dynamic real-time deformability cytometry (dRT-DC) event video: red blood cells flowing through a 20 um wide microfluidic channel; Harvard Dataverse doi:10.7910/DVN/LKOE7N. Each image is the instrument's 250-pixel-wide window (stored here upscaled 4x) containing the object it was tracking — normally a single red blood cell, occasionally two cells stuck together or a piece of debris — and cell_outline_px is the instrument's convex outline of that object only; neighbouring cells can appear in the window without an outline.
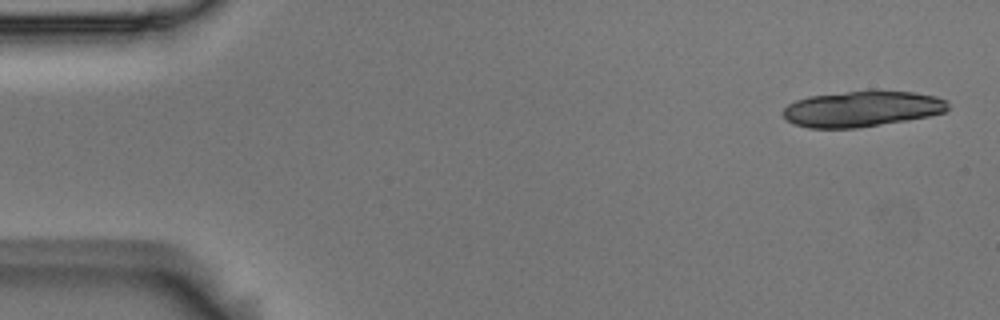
{"species": "Egyptian fruit bat (a non-hibernating species)", "species_latin": "Rousettus aegyptiacus", "temperature_condition": "room temperature", "stored_images_in_passage": 5, "camera_frame_rate_fps": 3000, "um_per_image_px": 0.085, "animal": {"sex": "male"}, "frame": {"image": 1, "passage_image": 1, "time_ms": 0.0, "image_size_px": [1000, 320], "cell_outline_px": [[948, 108], [944, 112], [928, 116], [856, 128], [808, 128], [792, 124], [784, 116], [784, 108], [788, 104], [796, 100], [808, 96], [848, 92], [912, 92], [936, 96], [948, 100]], "centroid_in_image_um": [73.24, 9.27], "position_along_channel_um": 11.8, "area_um2": 33.76}}